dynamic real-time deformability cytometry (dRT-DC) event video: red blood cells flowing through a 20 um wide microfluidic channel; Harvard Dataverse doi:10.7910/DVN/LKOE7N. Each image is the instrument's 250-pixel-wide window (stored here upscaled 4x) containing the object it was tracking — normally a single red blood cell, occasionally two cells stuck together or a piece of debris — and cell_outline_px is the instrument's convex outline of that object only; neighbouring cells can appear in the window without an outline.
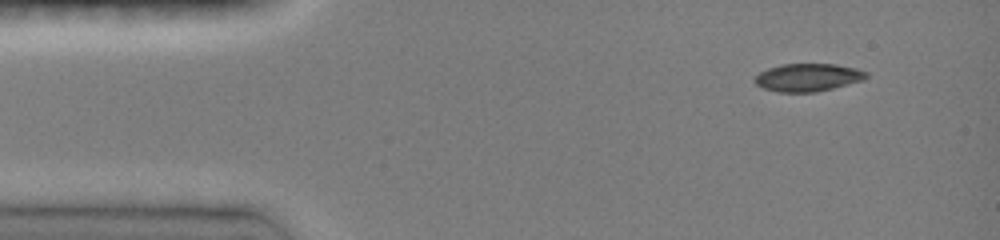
{"species": "common noctule bat (a hibernating species)", "species_latin": "Nyctalus noctula", "temperature_condition": "room temperature", "stored_images_in_passage": 56, "camera_frame_rate_fps": 3000, "um_per_image_px": 0.085, "animal": {"sex": "female", "body_mass_g": 19.0, "forearm_length_mm": 51.5}, "frame": {"image": 1, "passage_image": 1, "time_ms": 0.0, "image_size_px": [1000, 240], "cell_outline_px": [[868, 76], [864, 80], [816, 92], [780, 92], [764, 88], [756, 84], [752, 80], [760, 72], [768, 68], [780, 64], [836, 64], [856, 68], [868, 72]], "centroid_in_image_um": [68.68, 6.57], "position_along_channel_um": 16.3, "area_um2": 18.09}}
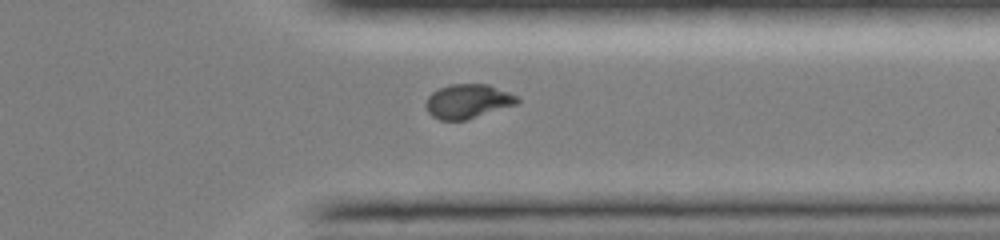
{"frame": {"image": 2, "passage_image": 40, "time_ms": 10.667, "image_size_px": [1000, 240], "cell_outline_px": [[520, 100], [516, 104], [464, 120], [440, 120], [432, 116], [428, 112], [424, 104], [428, 96], [432, 92], [448, 84], [488, 84], [508, 92], [516, 96]], "centroid_in_image_um": [39.72, 8.6], "position_along_channel_um": 371.7, "area_um2": 18.03}}
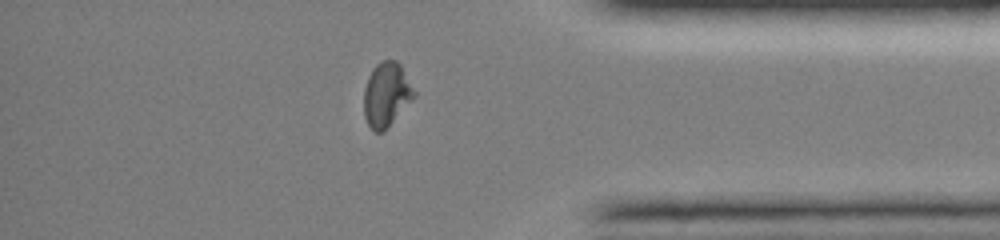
{"frame": {"image": 3, "passage_image": 45, "time_ms": 11.667, "image_size_px": [1000, 240], "cell_outline_px": [[416, 96], [384, 132], [376, 132], [368, 124], [364, 116], [364, 88], [368, 76], [372, 68], [376, 64], [384, 60], [396, 60], [400, 64], [416, 92]], "centroid_in_image_um": [32.85, 8.04], "position_along_channel_um": 402.3, "area_um2": 18.9}, "authors_computed_cell_mechanics": {"area_um2": 18.6983, "velocity_mm_per_s": 4.0965, "shape_relaxation_time_tau1_ms": 3.9976, "shape_relaxation_time_tau2_ms": 2.444, "deformation_change_tau1": 0.1829, "deformation_change_tau2": 0.0498}}